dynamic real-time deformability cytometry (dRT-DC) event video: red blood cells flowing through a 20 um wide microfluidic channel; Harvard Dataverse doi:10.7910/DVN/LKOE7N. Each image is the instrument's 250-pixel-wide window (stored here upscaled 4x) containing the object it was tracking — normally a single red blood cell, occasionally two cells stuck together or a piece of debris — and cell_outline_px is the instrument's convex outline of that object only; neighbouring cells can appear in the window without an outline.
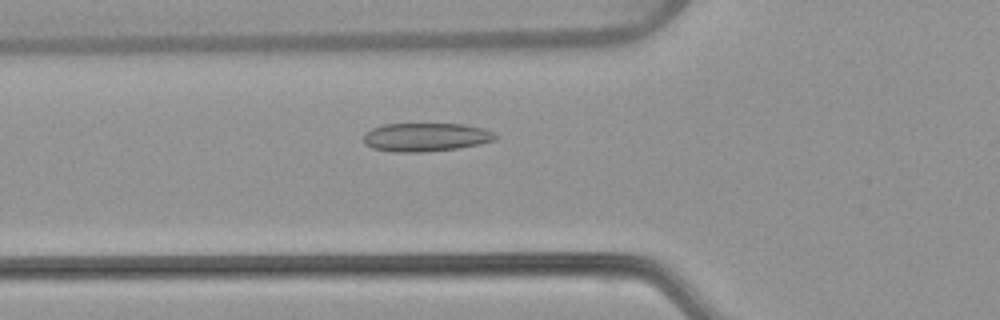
{"species": "common noctule bat (a hibernating species)", "species_latin": "Nyctalus noctula", "temperature_condition": "warm", "stored_images_in_passage": 29, "camera_frame_rate_fps": 3000, "um_per_image_px": 0.085, "animal": {"sex": "female", "body_mass_g": 22.7, "forearm_length_mm": 54.2}, "frame": {"image": 1, "passage_image": 20, "time_ms": 6.333, "image_size_px": [1000, 320], "cell_outline_px": [[500, 136], [496, 140], [480, 144], [460, 148], [424, 152], [392, 152], [372, 148], [364, 144], [364, 132], [372, 128], [384, 124], [464, 124], [484, 128]], "centroid_in_image_um": [36.21, 11.66], "position_along_channel_um": 89.6, "area_um2": 22.2}}
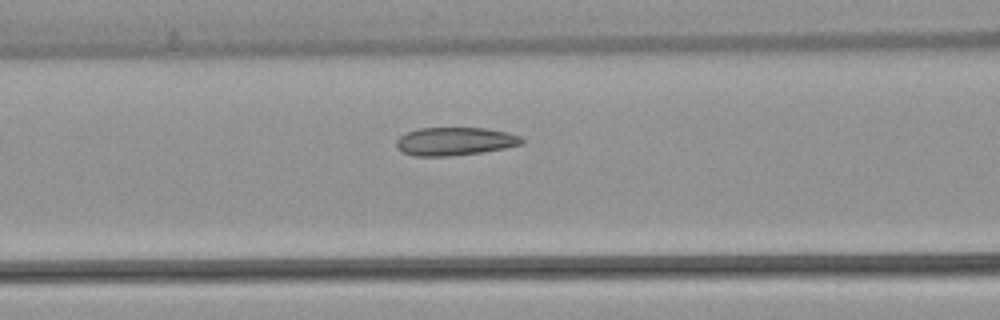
{"frame": {"image": 2, "passage_image": 23, "time_ms": 7.333, "image_size_px": [1000, 320], "cell_outline_px": [[524, 144], [504, 148], [480, 152], [452, 156], [412, 156], [400, 152], [396, 148], [396, 140], [400, 136], [408, 132], [420, 128], [488, 128], [508, 132], [520, 136], [524, 140]], "centroid_in_image_um": [38.65, 12.02], "position_along_channel_um": 128.0, "area_um2": 20.75}}
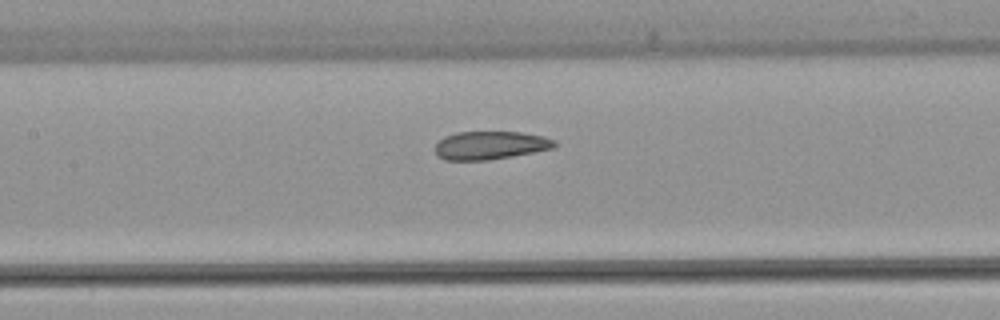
{"frame": {"image": 3, "passage_image": 26, "time_ms": 8.333, "image_size_px": [1000, 320], "cell_outline_px": [[556, 148], [512, 156], [488, 160], [444, 160], [436, 156], [436, 144], [444, 136], [456, 132], [520, 132], [544, 136], [556, 140]], "centroid_in_image_um": [41.69, 12.35], "position_along_channel_um": 165.7, "area_um2": 19.77}}